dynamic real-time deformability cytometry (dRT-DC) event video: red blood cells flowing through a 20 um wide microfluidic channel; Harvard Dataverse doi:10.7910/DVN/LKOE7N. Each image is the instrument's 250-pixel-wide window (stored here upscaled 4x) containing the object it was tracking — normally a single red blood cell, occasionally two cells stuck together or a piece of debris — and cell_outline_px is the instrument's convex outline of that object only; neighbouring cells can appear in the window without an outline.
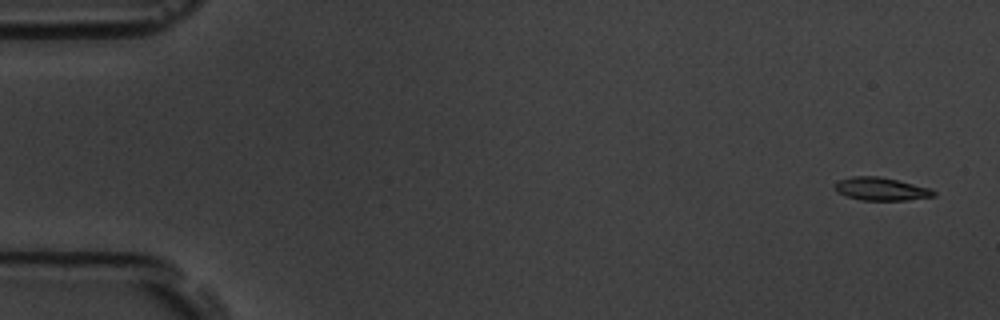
{"species": "common noctule bat (a hibernating species)", "species_latin": "Nyctalus noctula", "temperature_condition": "room temperature", "stored_images_in_passage": 5, "camera_frame_rate_fps": 3000, "um_per_image_px": 0.085, "animal": {"sex": "male", "body_mass_g": 19.5, "forearm_length_mm": 54.6}, "frame": {"image": 1, "passage_image": 1, "time_ms": 0.0, "image_size_px": [1000, 320], "cell_outline_px": [[936, 196], [908, 200], [860, 200], [844, 196], [836, 192], [832, 188], [832, 184], [836, 180], [852, 176], [880, 176], [932, 188], [936, 192]], "centroid_in_image_um": [74.83, 16.06], "position_along_channel_um": 10.2, "area_um2": 13.7}}
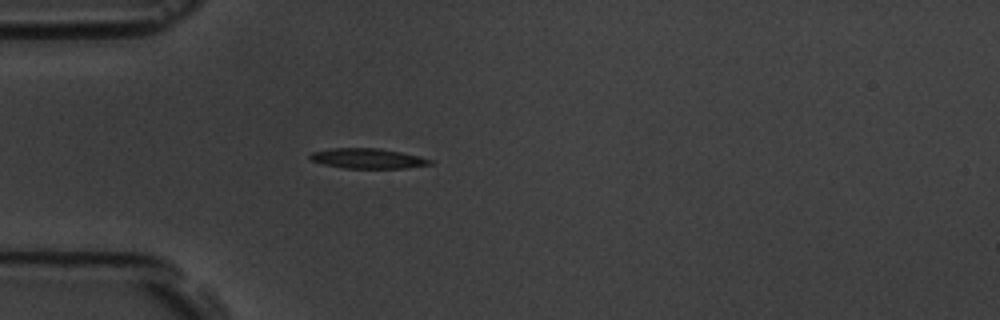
{"frame": {"image": 2, "passage_image": 5, "time_ms": 4.667, "image_size_px": [1000, 320], "cell_outline_px": [[432, 164], [404, 168], [344, 168], [324, 164], [312, 160], [308, 156], [312, 152], [332, 148], [380, 148], [420, 156], [432, 160]], "centroid_in_image_um": [31.26, 13.46], "position_along_channel_um": 53.7, "area_um2": 13.93}}